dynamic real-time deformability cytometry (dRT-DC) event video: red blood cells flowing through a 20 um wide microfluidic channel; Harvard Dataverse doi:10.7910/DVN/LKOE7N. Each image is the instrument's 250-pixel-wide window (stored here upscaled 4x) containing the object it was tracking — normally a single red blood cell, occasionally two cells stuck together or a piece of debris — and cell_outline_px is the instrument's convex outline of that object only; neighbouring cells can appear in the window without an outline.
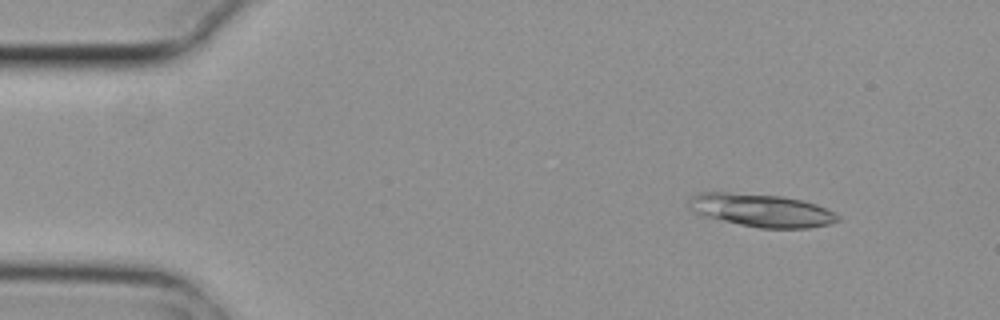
{"species": "common noctule bat (a hibernating species)", "species_latin": "Nyctalus noctula", "temperature_condition": "cold", "stored_images_in_passage": 5, "camera_frame_rate_fps": 3000, "um_per_image_px": 0.085, "animal": {"sex": "female", "body_mass_g": 29.2, "forearm_length_mm": 56.3}, "frame": {"image": 1, "passage_image": 2, "time_ms": 0.333, "image_size_px": [1000, 320], "cell_outline_px": [[840, 220], [828, 224], [808, 228], [760, 228], [700, 216], [692, 208], [688, 200], [692, 196], [700, 192], [728, 192], [780, 196], [800, 200], [816, 204], [840, 216]], "centroid_in_image_um": [64.7, 17.88], "position_along_channel_um": 20.3, "area_um2": 28.32}}